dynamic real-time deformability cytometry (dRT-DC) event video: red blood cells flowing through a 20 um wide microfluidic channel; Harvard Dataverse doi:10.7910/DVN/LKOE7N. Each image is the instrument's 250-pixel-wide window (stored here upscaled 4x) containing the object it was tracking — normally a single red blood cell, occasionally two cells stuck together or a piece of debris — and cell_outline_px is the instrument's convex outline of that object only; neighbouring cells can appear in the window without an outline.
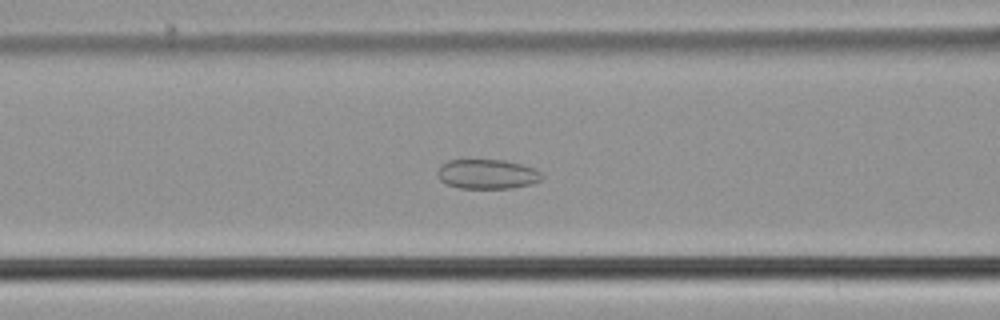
{"species": "common noctule bat (a hibernating species)", "species_latin": "Nyctalus noctula", "temperature_condition": "cold", "stored_images_in_passage": 49, "camera_frame_rate_fps": 3000, "um_per_image_px": 0.085, "animal": {"sex": "male", "body_mass_g": 21.5, "forearm_length_mm": 52.0}, "frame": {"image": 1, "passage_image": 23, "time_ms": 7.333, "image_size_px": [1000, 320], "cell_outline_px": [[544, 176], [540, 180], [532, 184], [512, 188], [460, 188], [448, 184], [440, 180], [436, 172], [440, 164], [448, 160], [504, 160], [520, 164], [532, 168], [540, 172]], "centroid_in_image_um": [41.39, 14.8], "position_along_channel_um": 125.2, "area_um2": 17.98}}
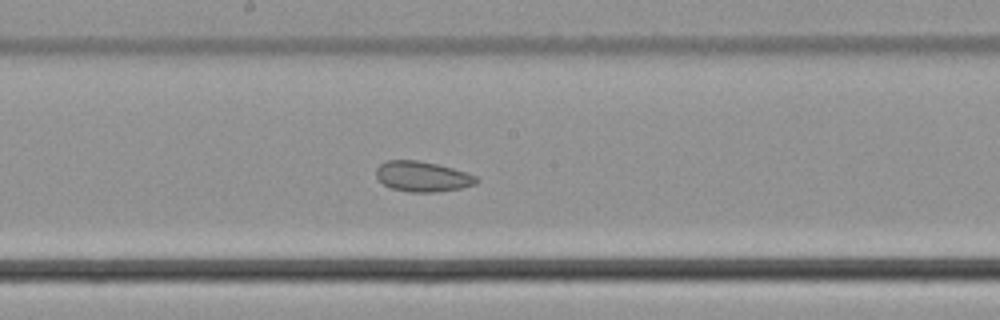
{"frame": {"image": 2, "passage_image": 30, "time_ms": 9.667, "image_size_px": [1000, 320], "cell_outline_px": [[480, 180], [476, 184], [460, 188], [436, 192], [412, 192], [392, 188], [384, 184], [376, 176], [376, 168], [380, 164], [388, 160], [416, 160], [436, 164], [452, 168], [476, 176]], "centroid_in_image_um": [35.91, 15.0], "position_along_channel_um": 212.3, "area_um2": 17.51}}
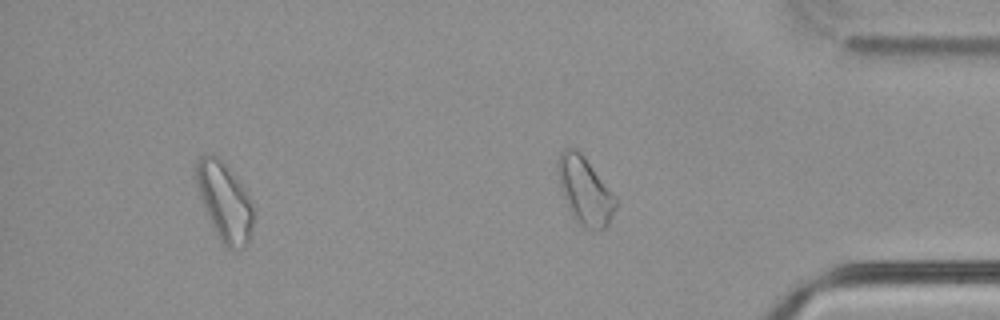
{"frame": {"image": 3, "passage_image": 45, "time_ms": 14.667, "image_size_px": [1000, 320], "cell_outline_px": [[252, 232], [244, 248], [228, 248], [220, 240], [200, 200], [196, 184], [196, 160], [204, 152], [212, 152], [220, 156], [232, 172], [248, 196], [252, 208]], "centroid_in_image_um": [19.04, 17.06], "position_along_channel_um": 416.2, "area_um2": 25.95}, "authors_computed_cell_mechanics": {"area_um2": 24.276, "velocity_mm_per_s": 3.7396, "shape_relaxation_time_tau1_ms": null, "shape_relaxation_time_tau2_ms": 3.3293, "deformation_change_tau1": null, "deformation_change_tau2": 0.0875}}